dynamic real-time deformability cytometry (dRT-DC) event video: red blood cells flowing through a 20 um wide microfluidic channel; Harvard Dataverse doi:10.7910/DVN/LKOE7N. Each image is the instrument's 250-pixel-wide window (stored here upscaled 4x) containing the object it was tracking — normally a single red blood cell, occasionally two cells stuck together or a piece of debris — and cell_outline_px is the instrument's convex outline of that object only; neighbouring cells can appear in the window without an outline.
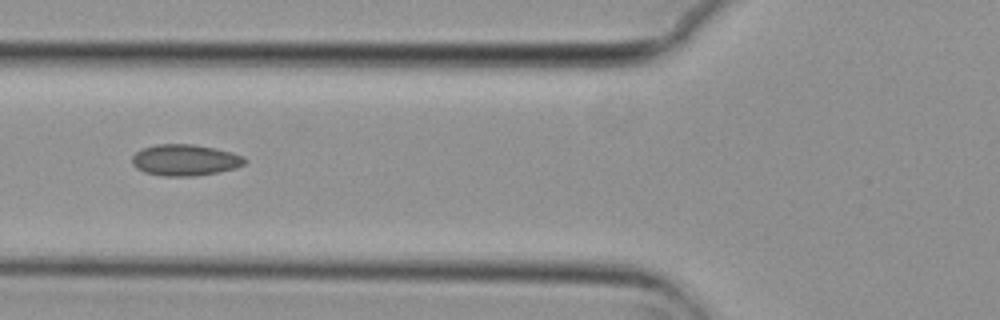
{"species": "common noctule bat (a hibernating species)", "species_latin": "Nyctalus noctula", "temperature_condition": "cold", "stored_images_in_passage": 5, "camera_frame_rate_fps": 3000, "um_per_image_px": 0.085, "animal": {"sex": "female", "body_mass_g": 29.2, "forearm_length_mm": 56.3}, "frame": {"image": 1, "passage_image": 3, "time_ms": 0.667, "image_size_px": [1000, 320], "cell_outline_px": [[248, 160], [244, 164], [236, 168], [216, 172], [192, 176], [164, 176], [144, 172], [136, 168], [132, 164], [132, 156], [136, 152], [144, 148], [156, 144], [192, 144], [232, 152], [244, 156]], "centroid_in_image_um": [15.73, 13.6], "position_along_channel_um": 110.1, "area_um2": 20.46}}
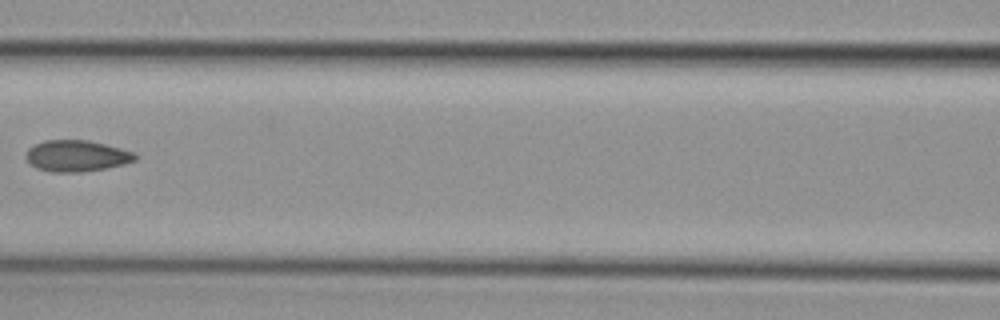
{"frame": {"image": 2, "passage_image": 4, "time_ms": 1.0, "image_size_px": [1000, 320], "cell_outline_px": [[140, 156], [136, 160], [124, 164], [108, 168], [80, 172], [52, 172], [36, 168], [28, 160], [28, 148], [44, 140], [88, 140], [136, 152]], "centroid_in_image_um": [6.58, 13.25], "position_along_channel_um": 160.0, "area_um2": 19.88}}
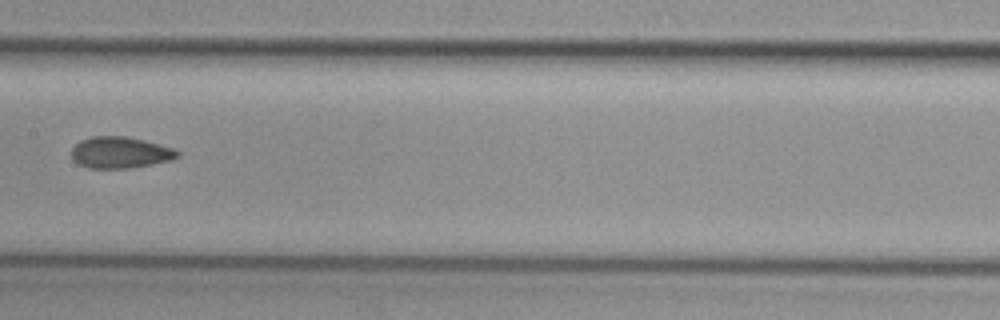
{"frame": {"image": 3, "passage_image": 5, "time_ms": 1.333, "image_size_px": [1000, 320], "cell_outline_px": [[180, 156], [172, 160], [152, 164], [128, 168], [88, 168], [72, 160], [72, 148], [80, 140], [92, 136], [128, 136], [144, 140], [172, 148], [180, 152]], "centroid_in_image_um": [10.21, 12.96], "position_along_channel_um": 197.2, "area_um2": 19.42}}